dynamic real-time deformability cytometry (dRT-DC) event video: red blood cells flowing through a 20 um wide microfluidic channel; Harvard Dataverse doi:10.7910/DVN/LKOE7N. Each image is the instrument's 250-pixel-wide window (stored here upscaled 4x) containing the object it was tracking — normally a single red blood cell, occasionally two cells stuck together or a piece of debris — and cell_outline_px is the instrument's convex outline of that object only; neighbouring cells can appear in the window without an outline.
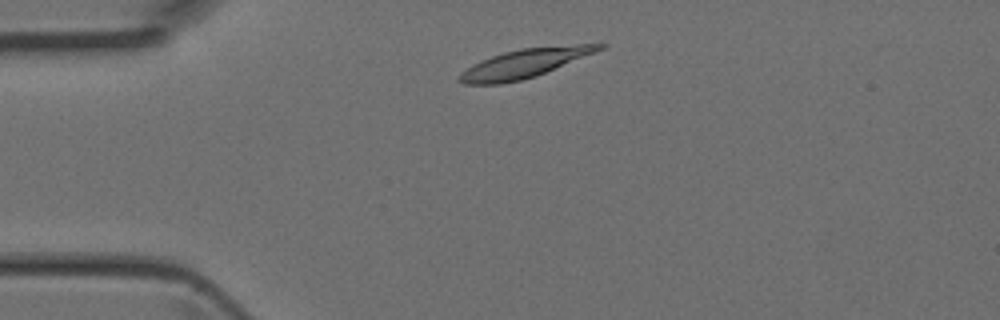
{"species": "Egyptian fruit bat (a non-hibernating species)", "species_latin": "Rousettus aegyptiacus", "temperature_condition": "room temperature", "stored_images_in_passage": 2, "camera_frame_rate_fps": 3000, "um_per_image_px": 0.085, "animal": {"sex": "female"}, "frame": {"image": 1, "passage_image": 1, "time_ms": 0.0, "image_size_px": [1000, 320], "cell_outline_px": [[608, 44], [604, 48], [536, 76], [520, 80], [500, 84], [464, 84], [456, 80], [460, 72], [472, 64], [480, 60], [504, 52], [520, 48], [576, 44]], "centroid_in_image_um": [44.51, 5.39], "position_along_channel_um": 40.5, "area_um2": 23.29}}
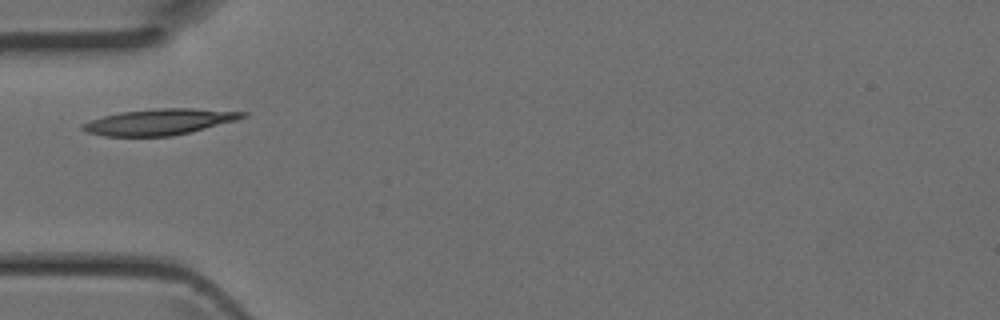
{"frame": {"image": 2, "passage_image": 2, "time_ms": 0.333, "image_size_px": [1000, 320], "cell_outline_px": [[248, 116], [236, 120], [172, 136], [104, 136], [88, 132], [80, 128], [80, 124], [104, 116], [120, 112], [160, 108], [192, 108], [248, 112]], "centroid_in_image_um": [13.55, 10.35], "position_along_channel_um": 71.5, "area_um2": 23.99}}